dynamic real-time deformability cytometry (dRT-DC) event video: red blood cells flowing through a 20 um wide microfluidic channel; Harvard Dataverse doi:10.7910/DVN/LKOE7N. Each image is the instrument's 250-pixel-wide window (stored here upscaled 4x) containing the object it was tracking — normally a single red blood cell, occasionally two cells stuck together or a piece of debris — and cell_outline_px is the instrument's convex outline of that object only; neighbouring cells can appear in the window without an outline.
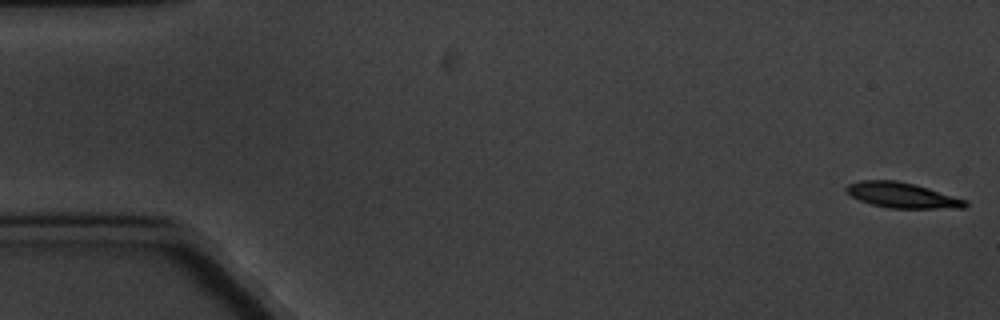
{"species": "common noctule bat (a hibernating species)", "species_latin": "Nyctalus noctula", "temperature_condition": "cold", "stored_images_in_passage": 6, "camera_frame_rate_fps": 3000, "um_per_image_px": 0.085, "animal": {"sex": "male", "body_mass_g": 20.1, "forearm_length_mm": 53.5}, "frame": {"image": 1, "passage_image": 1, "time_ms": 0.0, "image_size_px": [1000, 320], "cell_outline_px": [[968, 204], [964, 208], [892, 208], [872, 204], [860, 200], [852, 196], [844, 188], [848, 184], [860, 180], [896, 180], [928, 188], [968, 200]], "centroid_in_image_um": [76.7, 16.59], "position_along_channel_um": 8.3, "area_um2": 17.4}}
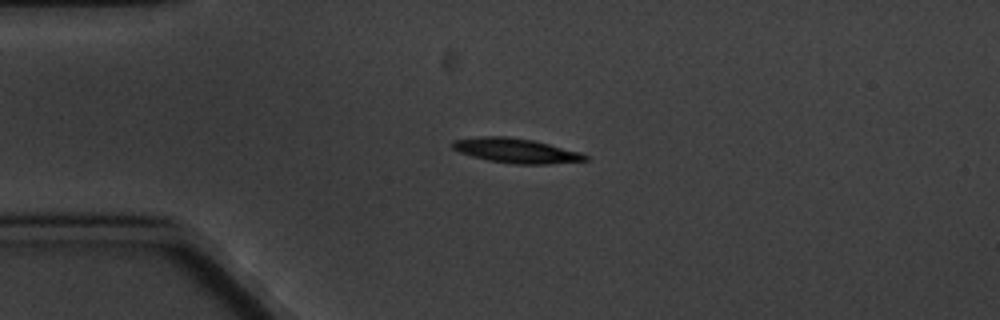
{"frame": {"image": 2, "passage_image": 4, "time_ms": 4.333, "image_size_px": [1000, 320], "cell_outline_px": [[588, 160], [548, 164], [516, 164], [488, 160], [472, 156], [460, 152], [452, 148], [452, 140], [480, 136], [508, 136], [532, 140], [580, 152], [588, 156]], "centroid_in_image_um": [43.84, 12.8], "position_along_channel_um": 41.2, "area_um2": 18.9}}